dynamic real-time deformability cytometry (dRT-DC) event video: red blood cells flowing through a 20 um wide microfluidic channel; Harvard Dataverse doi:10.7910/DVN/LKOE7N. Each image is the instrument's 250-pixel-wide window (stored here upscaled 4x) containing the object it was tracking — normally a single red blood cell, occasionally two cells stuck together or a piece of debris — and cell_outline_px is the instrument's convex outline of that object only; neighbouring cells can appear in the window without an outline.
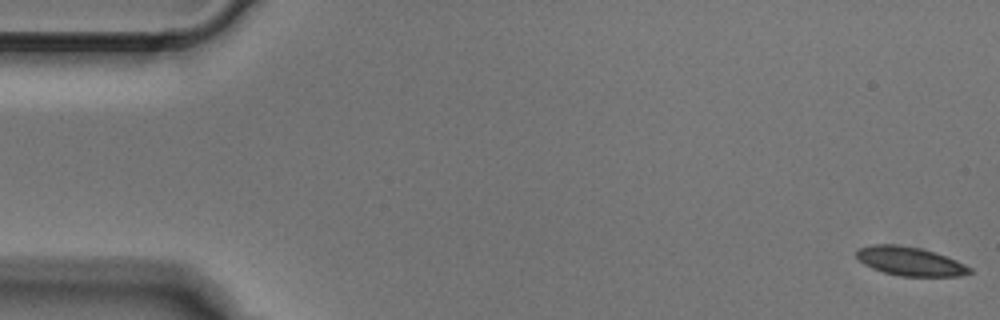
{"species": "Egyptian fruit bat (a non-hibernating species)", "species_latin": "Rousettus aegyptiacus", "temperature_condition": "cold", "stored_images_in_passage": 7, "camera_frame_rate_fps": 3000, "um_per_image_px": 0.085, "animal": {"sex": "male"}, "frame": {"image": 1, "passage_image": 1, "time_ms": 0.0, "image_size_px": [1000, 320], "cell_outline_px": [[972, 272], [960, 276], [900, 276], [884, 272], [872, 268], [864, 264], [856, 256], [856, 252], [860, 248], [872, 244], [896, 244], [920, 248], [936, 252], [956, 260], [972, 268]], "centroid_in_image_um": [77.36, 22.2], "position_along_channel_um": 7.6, "area_um2": 18.96}}
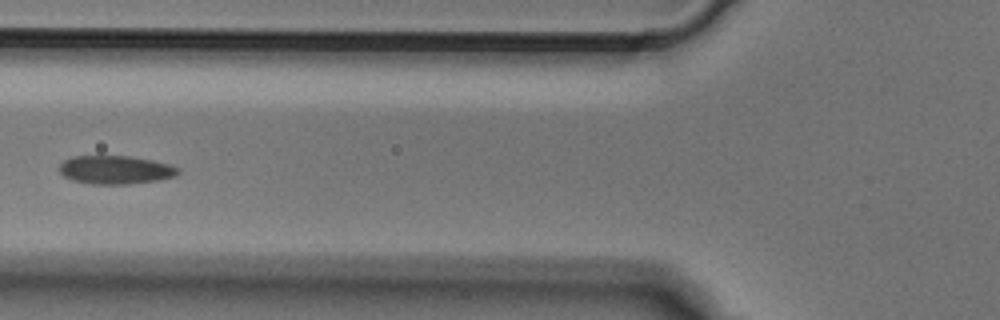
{"frame": {"image": 2, "passage_image": 6, "time_ms": 1.667, "image_size_px": [1000, 320], "cell_outline_px": [[180, 172], [176, 176], [156, 180], [128, 184], [92, 184], [72, 180], [64, 176], [60, 172], [60, 164], [64, 160], [72, 156], [128, 156], [152, 160], [168, 164], [180, 168]], "centroid_in_image_um": [9.81, 14.43], "position_along_channel_um": 116.0, "area_um2": 19.59}}
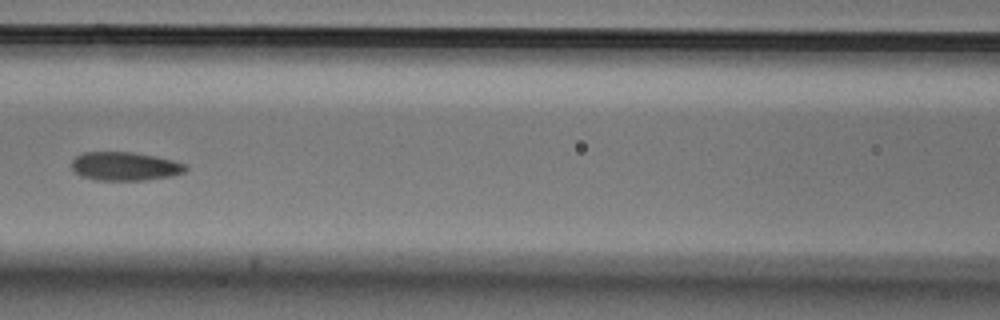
{"frame": {"image": 3, "passage_image": 7, "time_ms": 2.0, "image_size_px": [1000, 320], "cell_outline_px": [[188, 168], [184, 172], [172, 176], [144, 180], [96, 180], [80, 176], [72, 168], [72, 160], [76, 156], [84, 152], [132, 152], [156, 156], [188, 164]], "centroid_in_image_um": [10.64, 14.13], "position_along_channel_um": 156.0, "area_um2": 19.07}}